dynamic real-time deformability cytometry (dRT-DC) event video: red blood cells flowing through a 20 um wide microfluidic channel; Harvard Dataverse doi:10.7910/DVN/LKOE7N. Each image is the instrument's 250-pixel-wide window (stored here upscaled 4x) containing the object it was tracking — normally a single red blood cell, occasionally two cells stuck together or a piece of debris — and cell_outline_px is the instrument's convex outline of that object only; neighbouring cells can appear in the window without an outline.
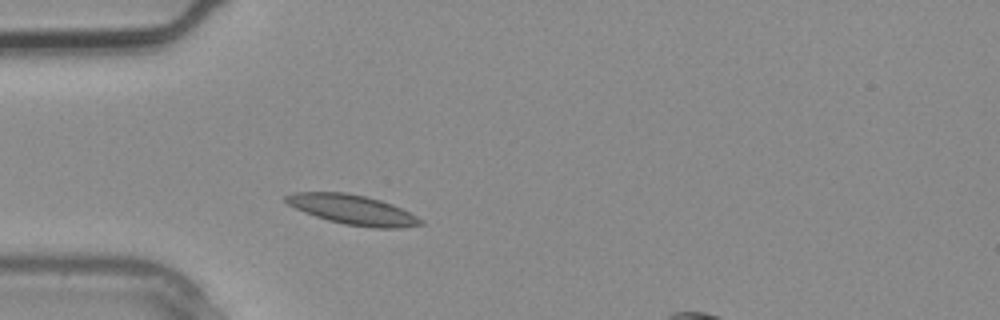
{"species": "common noctule bat (a hibernating species)", "species_latin": "Nyctalus noctula", "temperature_condition": "warm", "stored_images_in_passage": 2, "camera_frame_rate_fps": 3000, "um_per_image_px": 0.085, "animal": {"sex": "male", "body_mass_g": 20.4}, "frame": {"image": 1, "passage_image": 1, "time_ms": 0.0, "image_size_px": [1000, 320], "cell_outline_px": [[424, 224], [400, 228], [376, 228], [344, 224], [328, 220], [316, 216], [296, 208], [288, 204], [284, 200], [284, 196], [292, 192], [348, 192], [380, 200], [392, 204], [424, 220]], "centroid_in_image_um": [29.97, 17.82], "position_along_channel_um": 55.0, "area_um2": 23.18}}